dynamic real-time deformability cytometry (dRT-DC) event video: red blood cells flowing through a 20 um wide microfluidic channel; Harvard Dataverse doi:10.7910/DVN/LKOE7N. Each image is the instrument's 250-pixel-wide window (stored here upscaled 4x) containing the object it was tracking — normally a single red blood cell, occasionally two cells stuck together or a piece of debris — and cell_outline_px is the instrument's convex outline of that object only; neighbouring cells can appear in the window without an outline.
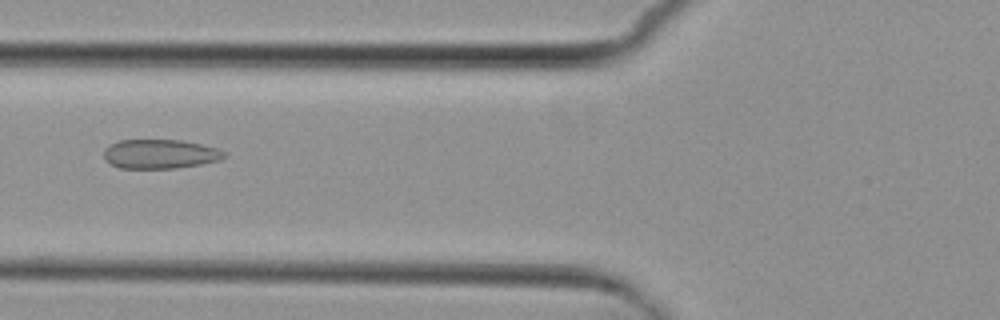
{"species": "common noctule bat (a hibernating species)", "species_latin": "Nyctalus noctula", "temperature_condition": "cold", "stored_images_in_passage": 5, "camera_frame_rate_fps": 3000, "um_per_image_px": 0.085, "animal": {"sex": "female", "body_mass_g": 29.2, "forearm_length_mm": 56.3}, "frame": {"image": 1, "passage_image": 5, "time_ms": 5.667, "image_size_px": [1000, 320], "cell_outline_px": [[228, 156], [220, 160], [200, 164], [176, 168], [120, 168], [104, 160], [104, 148], [120, 140], [180, 140], [200, 144], [216, 148], [224, 152]], "centroid_in_image_um": [13.6, 13.09], "position_along_channel_um": 112.2, "area_um2": 20.4}}